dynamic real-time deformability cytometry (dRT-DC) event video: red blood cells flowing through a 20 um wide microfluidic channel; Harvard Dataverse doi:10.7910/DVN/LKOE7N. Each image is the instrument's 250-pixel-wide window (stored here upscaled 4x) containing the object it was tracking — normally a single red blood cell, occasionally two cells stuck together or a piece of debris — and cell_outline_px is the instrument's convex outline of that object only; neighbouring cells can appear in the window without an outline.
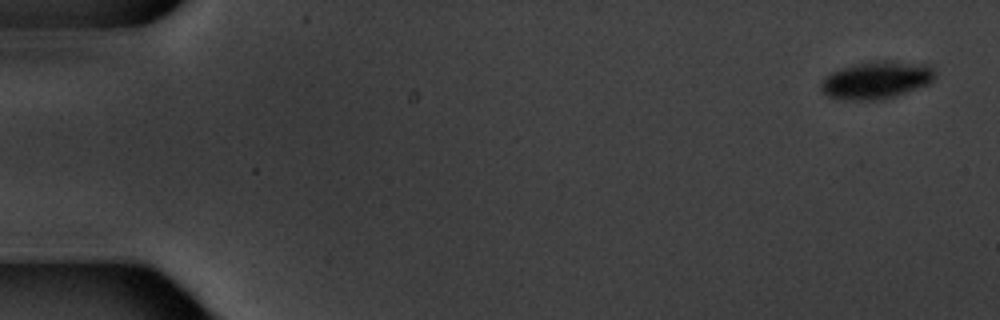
{"species": "common noctule bat (a hibernating species)", "species_latin": "Nyctalus noctula", "temperature_condition": "warm", "stored_images_in_passage": 9, "camera_frame_rate_fps": 3000, "um_per_image_px": 0.085, "animal": {"sex": "male", "body_mass_g": 20.1, "forearm_length_mm": 53.5}, "frame": {"image": 1, "passage_image": 1, "time_ms": 0.0, "image_size_px": [1000, 320], "cell_outline_px": [[936, 76], [928, 84], [884, 100], [844, 100], [828, 96], [820, 88], [820, 84], [832, 72], [856, 64], [880, 60], [884, 60], [932, 64], [936, 72]], "centroid_in_image_um": [74.56, 6.8], "position_along_channel_um": 10.4, "area_um2": 24.91}}
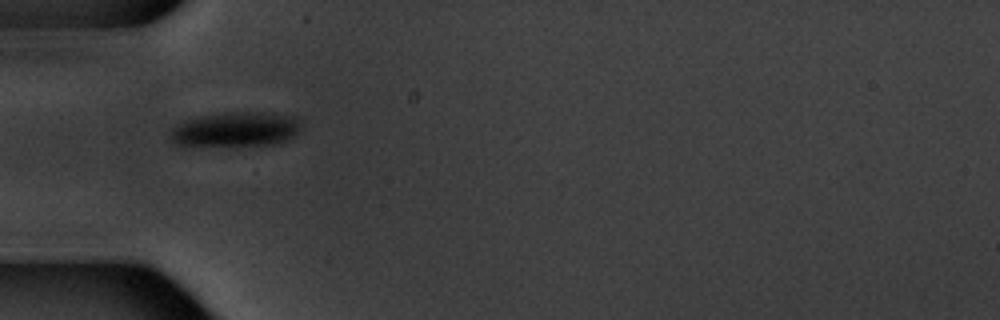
{"frame": {"image": 2, "passage_image": 6, "time_ms": 5.667, "image_size_px": [1000, 320], "cell_outline_px": [[304, 124], [288, 140], [272, 144], [236, 148], [228, 148], [176, 144], [168, 136], [168, 128], [184, 120], [196, 116], [224, 112], [272, 112], [296, 116]], "centroid_in_image_um": [19.99, 11.01], "position_along_channel_um": 65.0, "area_um2": 27.98}}